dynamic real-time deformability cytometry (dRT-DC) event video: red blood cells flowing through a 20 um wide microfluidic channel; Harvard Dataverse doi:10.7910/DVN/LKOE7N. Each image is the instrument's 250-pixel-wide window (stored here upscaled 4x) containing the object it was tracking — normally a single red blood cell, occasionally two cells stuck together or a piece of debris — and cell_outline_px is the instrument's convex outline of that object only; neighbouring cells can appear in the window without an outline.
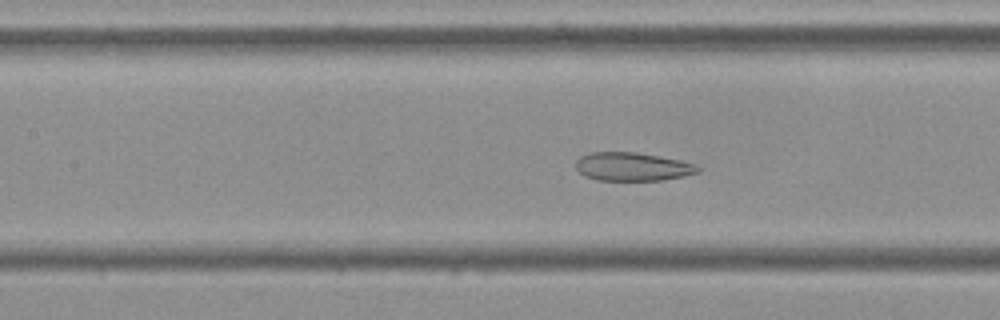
{"species": "Egyptian fruit bat (a non-hibernating species)", "species_latin": "Rousettus aegyptiacus", "temperature_condition": "cold", "stored_images_in_passage": 55, "camera_frame_rate_fps": 3000, "um_per_image_px": 0.085, "frame": {"image": 1, "passage_image": 24, "time_ms": 7.667, "image_size_px": [1000, 320], "cell_outline_px": [[700, 172], [684, 176], [664, 180], [596, 180], [584, 176], [576, 168], [576, 160], [580, 156], [592, 152], [636, 152], [680, 160], [696, 164], [700, 168]], "centroid_in_image_um": [53.76, 14.17], "position_along_channel_um": 153.6, "area_um2": 20.29}}
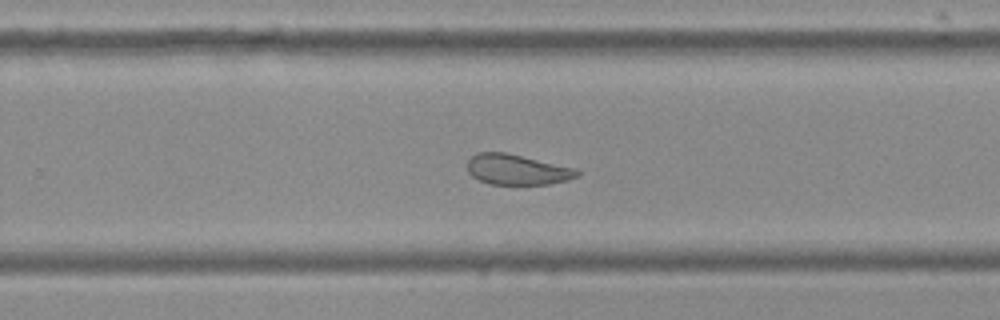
{"frame": {"image": 2, "passage_image": 35, "time_ms": 11.333, "image_size_px": [1000, 320], "cell_outline_px": [[580, 176], [568, 180], [548, 184], [488, 184], [472, 176], [468, 172], [468, 160], [472, 156], [480, 152], [508, 152], [576, 168], [580, 172]], "centroid_in_image_um": [43.98, 14.41], "position_along_channel_um": 285.8, "area_um2": 19.59}}
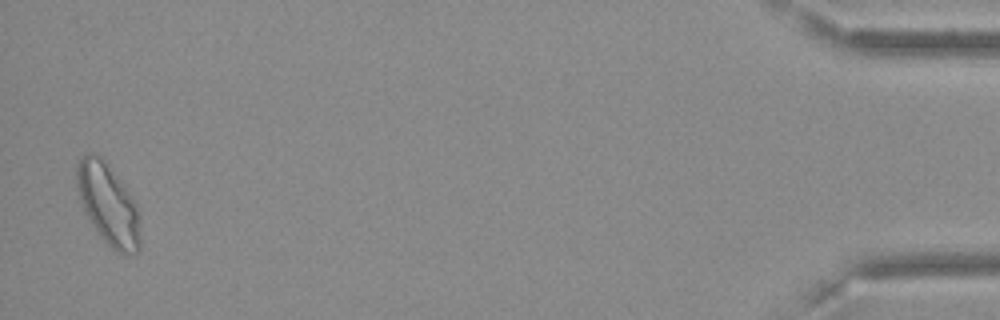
{"frame": {"image": 3, "passage_image": 54, "time_ms": 17.667, "image_size_px": [1000, 320], "cell_outline_px": [[140, 248], [136, 252], [116, 252], [100, 236], [84, 212], [80, 200], [76, 184], [76, 172], [80, 160], [88, 152], [100, 156], [120, 180], [132, 196], [136, 204], [140, 236]], "centroid_in_image_um": [9.18, 17.37], "position_along_channel_um": 426.0, "area_um2": 29.36}, "authors_computed_cell_mechanics": {"area_um2": 23.698, "velocity_mm_per_s": 3.6156, "shape_relaxation_time_tau1_ms": null, "shape_relaxation_time_tau2_ms": 2.075, "deformation_change_tau1": null, "deformation_change_tau2": 0.0834}}